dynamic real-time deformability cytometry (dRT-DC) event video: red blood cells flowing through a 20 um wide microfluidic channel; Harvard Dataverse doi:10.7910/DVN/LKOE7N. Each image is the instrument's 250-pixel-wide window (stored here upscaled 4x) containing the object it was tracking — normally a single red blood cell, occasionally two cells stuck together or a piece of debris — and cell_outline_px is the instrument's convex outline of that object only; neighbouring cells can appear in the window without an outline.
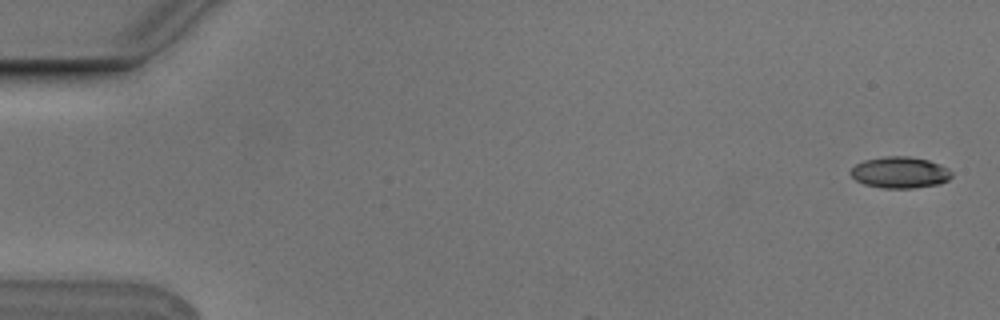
{"species": "Egyptian fruit bat (a non-hibernating species)", "species_latin": "Rousettus aegyptiacus", "temperature_condition": "cold", "stored_images_in_passage": 3, "camera_frame_rate_fps": 3000, "um_per_image_px": 0.085, "animal": {"sex": "male"}, "frame": {"image": 1, "passage_image": 1, "time_ms": 0.0, "image_size_px": [1000, 320], "cell_outline_px": [[952, 176], [948, 180], [940, 184], [912, 188], [884, 188], [864, 184], [856, 180], [848, 172], [856, 164], [864, 160], [884, 156], [908, 156], [928, 160], [940, 164], [948, 168], [952, 172]], "centroid_in_image_um": [76.5, 14.65], "position_along_channel_um": 8.5, "area_um2": 18.55}}